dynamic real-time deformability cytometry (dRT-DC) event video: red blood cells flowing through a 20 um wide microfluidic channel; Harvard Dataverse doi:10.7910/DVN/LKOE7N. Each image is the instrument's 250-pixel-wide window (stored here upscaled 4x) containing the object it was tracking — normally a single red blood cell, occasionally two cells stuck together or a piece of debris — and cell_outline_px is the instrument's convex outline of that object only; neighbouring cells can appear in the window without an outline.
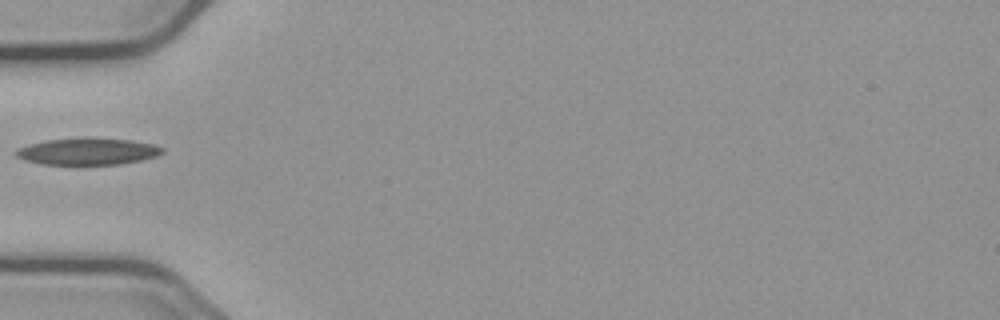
{"species": "common noctule bat (a hibernating species)", "species_latin": "Nyctalus noctula", "temperature_condition": "cold", "stored_images_in_passage": 30, "camera_frame_rate_fps": 3000, "um_per_image_px": 0.085, "animal": {"sex": "male", "body_mass_g": 23.1, "forearm_length_mm": 52.7}, "frame": {"image": 1, "passage_image": 1, "time_ms": 0.0, "image_size_px": [1000, 320], "cell_outline_px": [[164, 152], [156, 156], [140, 160], [120, 164], [44, 164], [24, 160], [16, 156], [16, 148], [28, 144], [44, 140], [132, 140], [152, 144], [164, 148]], "centroid_in_image_um": [7.44, 12.9], "position_along_channel_um": 77.6, "area_um2": 21.91}}